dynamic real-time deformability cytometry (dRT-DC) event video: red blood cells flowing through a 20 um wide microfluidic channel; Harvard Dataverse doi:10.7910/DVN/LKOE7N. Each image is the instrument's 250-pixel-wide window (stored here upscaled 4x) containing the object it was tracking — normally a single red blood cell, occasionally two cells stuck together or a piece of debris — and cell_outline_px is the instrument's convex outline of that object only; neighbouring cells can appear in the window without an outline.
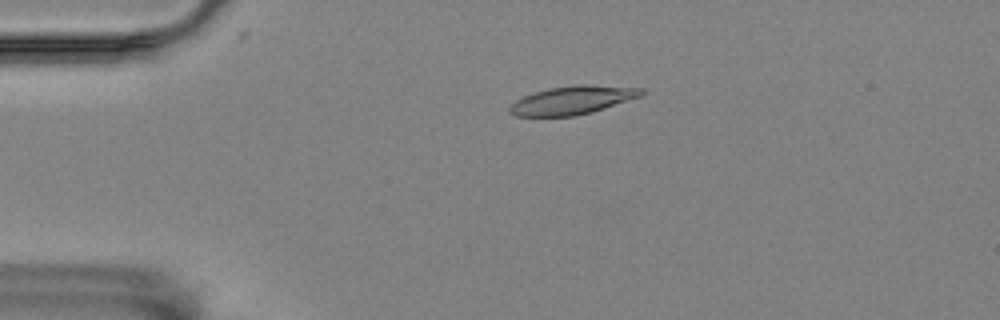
{"species": "Egyptian fruit bat (a non-hibernating species)", "species_latin": "Rousettus aegyptiacus", "temperature_condition": "room temperature", "stored_images_in_passage": 58, "camera_frame_rate_fps": 3000, "um_per_image_px": 0.085, "animal": {"sex": "female"}, "frame": {"image": 1, "passage_image": 13, "time_ms": 4.0, "image_size_px": [1000, 320], "cell_outline_px": [[644, 92], [640, 96], [592, 112], [576, 116], [516, 116], [508, 112], [508, 108], [516, 100], [524, 96], [548, 88], [576, 84], [588, 84], [644, 88]], "centroid_in_image_um": [48.65, 8.51], "position_along_channel_um": 36.4, "area_um2": 21.73}}
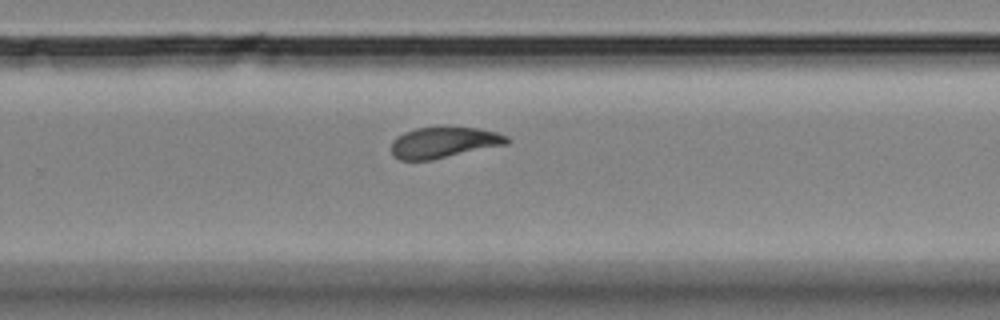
{"frame": {"image": 2, "passage_image": 38, "time_ms": 12.333, "image_size_px": [1000, 320], "cell_outline_px": [[512, 140], [508, 144], [432, 160], [400, 160], [392, 156], [392, 140], [396, 136], [404, 132], [416, 128], [476, 128], [496, 132], [508, 136]], "centroid_in_image_um": [37.73, 12.13], "position_along_channel_um": 292.1, "area_um2": 20.81}}
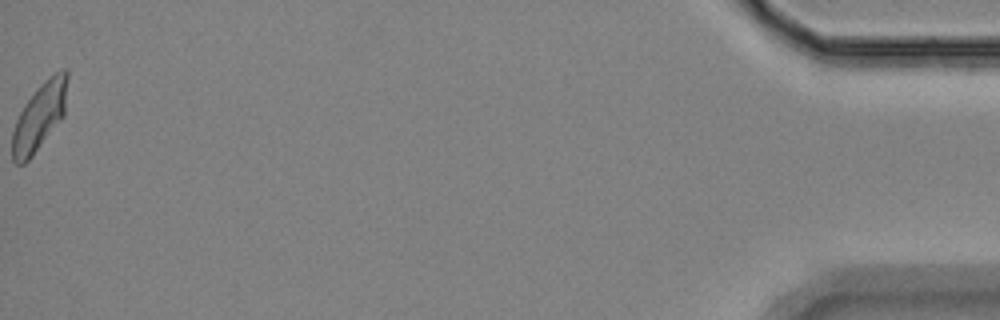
{"frame": {"image": 3, "passage_image": 58, "time_ms": 19.0, "image_size_px": [1000, 320], "cell_outline_px": [[68, 76], [64, 116], [32, 156], [24, 164], [16, 164], [12, 160], [12, 132], [16, 120], [24, 104], [36, 88], [48, 76], [60, 68], [68, 68]], "centroid_in_image_um": [3.37, 9.86], "position_along_channel_um": 431.8, "area_um2": 21.91}, "authors_computed_cell_mechanics": {"area_um2": 21.4727, "velocity_mm_per_s": 3.5048, "shape_relaxation_time_tau1_ms": 4.8936, "shape_relaxation_time_tau2_ms": 1.369, "deformation_change_tau1": 0.1275, "deformation_change_tau2": 0.0642}}